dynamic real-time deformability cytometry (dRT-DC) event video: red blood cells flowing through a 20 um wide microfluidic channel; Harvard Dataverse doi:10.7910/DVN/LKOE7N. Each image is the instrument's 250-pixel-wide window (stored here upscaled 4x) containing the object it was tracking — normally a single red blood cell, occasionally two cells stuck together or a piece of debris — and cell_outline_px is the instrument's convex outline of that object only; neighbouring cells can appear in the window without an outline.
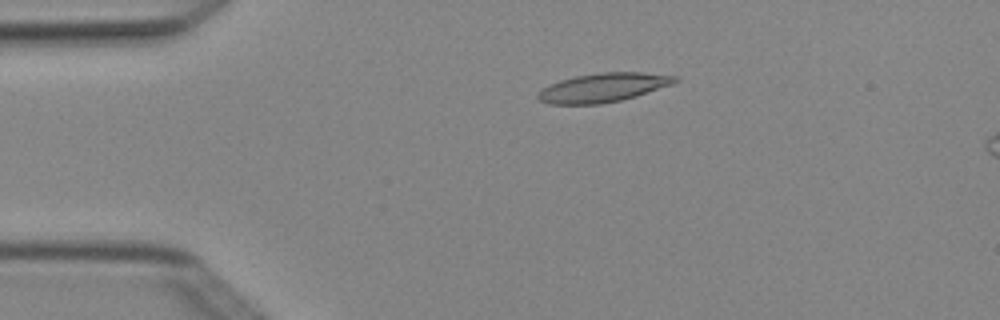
{"species": "Egyptian fruit bat (a non-hibernating species)", "species_latin": "Rousettus aegyptiacus", "temperature_condition": "cold", "stored_images_in_passage": 5, "camera_frame_rate_fps": 3000, "um_per_image_px": 0.085, "animal": {"sex": "female"}, "frame": {"image": 1, "passage_image": 5, "time_ms": 1.333, "image_size_px": [1000, 320], "cell_outline_px": [[680, 80], [672, 84], [636, 96], [620, 100], [600, 104], [548, 104], [540, 100], [536, 96], [540, 88], [548, 84], [560, 80], [576, 76], [600, 72], [644, 72], [676, 76]], "centroid_in_image_um": [51.23, 7.44], "position_along_channel_um": 33.8, "area_um2": 23.18}}